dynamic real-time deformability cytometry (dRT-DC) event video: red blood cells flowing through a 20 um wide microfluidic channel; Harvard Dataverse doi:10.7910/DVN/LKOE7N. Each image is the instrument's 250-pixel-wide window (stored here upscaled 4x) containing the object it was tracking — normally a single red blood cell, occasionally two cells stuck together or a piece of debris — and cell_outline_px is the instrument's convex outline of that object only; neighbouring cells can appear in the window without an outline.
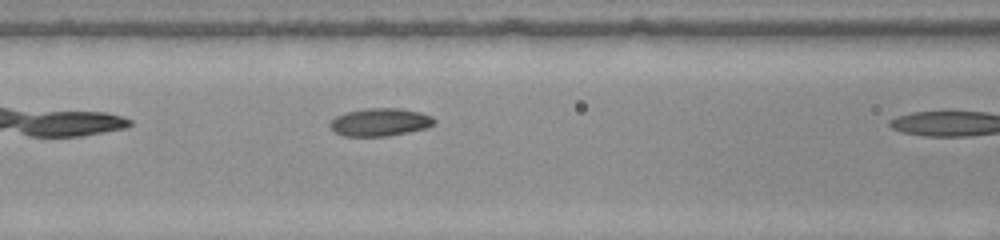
{"species": "common noctule bat (a hibernating species)", "species_latin": "Nyctalus noctula", "temperature_condition": "warm", "stored_images_in_passage": 7, "camera_frame_rate_fps": 3000, "um_per_image_px": 0.085, "animal": {"sex": "female", "body_mass_g": 22.0, "forearm_length_mm": 56.7}, "frame": {"image": 1, "passage_image": 6, "time_ms": 1.667, "image_size_px": [1000, 240], "cell_outline_px": [[436, 124], [424, 128], [408, 132], [388, 136], [344, 136], [336, 132], [328, 124], [336, 116], [344, 112], [368, 108], [400, 108], [420, 112], [432, 116], [436, 120]], "centroid_in_image_um": [32.32, 10.37], "position_along_channel_um": 134.3, "area_um2": 16.94}}